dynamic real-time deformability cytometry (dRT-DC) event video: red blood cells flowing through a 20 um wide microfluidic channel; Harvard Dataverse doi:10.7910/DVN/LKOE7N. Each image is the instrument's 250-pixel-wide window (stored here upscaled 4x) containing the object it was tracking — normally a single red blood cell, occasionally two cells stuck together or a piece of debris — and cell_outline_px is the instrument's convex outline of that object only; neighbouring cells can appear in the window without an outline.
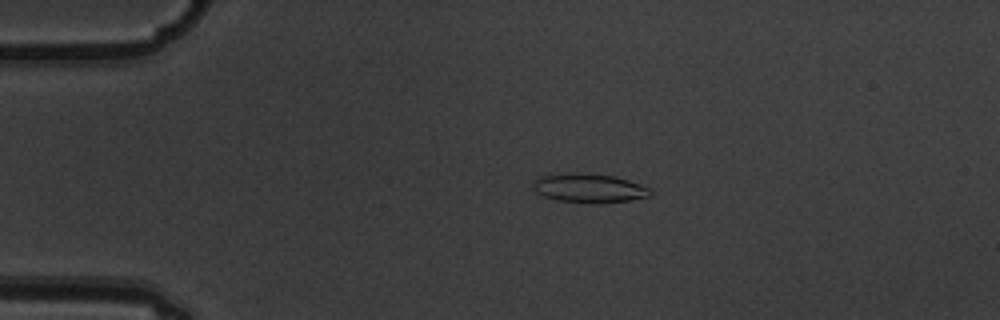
{"species": "common noctule bat (a hibernating species)", "species_latin": "Nyctalus noctula", "temperature_condition": "warm", "stored_images_in_passage": 4, "camera_frame_rate_fps": 3000, "um_per_image_px": 0.085, "animal": {"sex": "male", "body_mass_g": 19.5, "forearm_length_mm": 54.6}, "frame": {"image": 1, "passage_image": 2, "time_ms": 0.333, "image_size_px": [1000, 320], "cell_outline_px": [[652, 196], [632, 200], [600, 204], [592, 204], [556, 200], [544, 196], [536, 192], [532, 188], [532, 184], [540, 176], [560, 172], [584, 172], [616, 176], [640, 184], [648, 188], [652, 192]], "centroid_in_image_um": [50.06, 15.99], "position_along_channel_um": 34.9, "area_um2": 20.46}}